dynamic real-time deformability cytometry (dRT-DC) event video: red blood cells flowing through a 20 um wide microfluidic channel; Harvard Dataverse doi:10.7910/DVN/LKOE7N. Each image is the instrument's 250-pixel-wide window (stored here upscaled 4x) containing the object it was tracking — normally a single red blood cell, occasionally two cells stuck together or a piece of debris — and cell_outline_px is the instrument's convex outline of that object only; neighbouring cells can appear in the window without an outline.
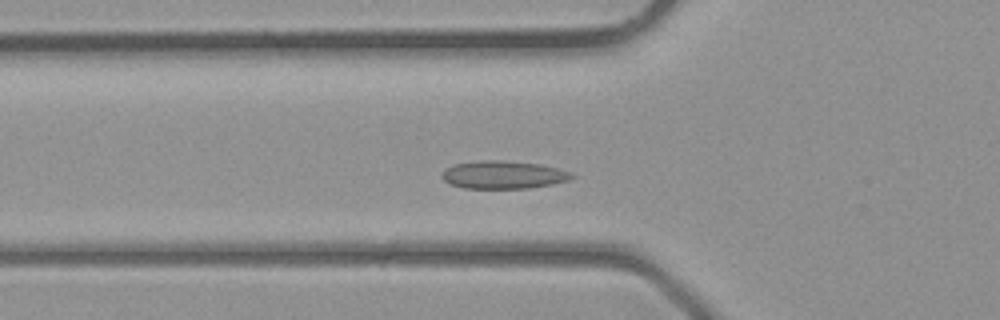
{"species": "common noctule bat (a hibernating species)", "species_latin": "Nyctalus noctula", "temperature_condition": "room temperature", "stored_images_in_passage": 31, "camera_frame_rate_fps": 3000, "um_per_image_px": 0.085, "animal": {"sex": "male", "body_mass_g": 23.1, "forearm_length_mm": 52.7}, "frame": {"image": 1, "passage_image": 4, "time_ms": 1.0, "image_size_px": [1000, 320], "cell_outline_px": [[576, 176], [568, 180], [552, 184], [528, 188], [464, 188], [448, 184], [440, 176], [440, 172], [444, 168], [456, 164], [480, 160], [504, 160], [540, 164], [572, 172]], "centroid_in_image_um": [42.74, 14.85], "position_along_channel_um": 83.1, "area_um2": 21.27}}
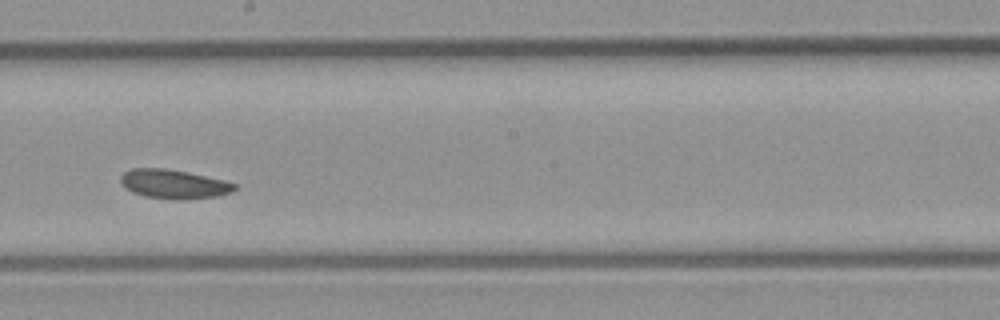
{"frame": {"image": 2, "passage_image": 13, "time_ms": 4.0, "image_size_px": [1000, 320], "cell_outline_px": [[236, 188], [232, 192], [216, 196], [180, 200], [176, 200], [144, 196], [132, 192], [124, 188], [120, 184], [120, 176], [124, 172], [132, 168], [164, 168], [188, 172], [224, 180], [236, 184]], "centroid_in_image_um": [14.73, 15.64], "position_along_channel_um": 233.5, "area_um2": 19.42}}
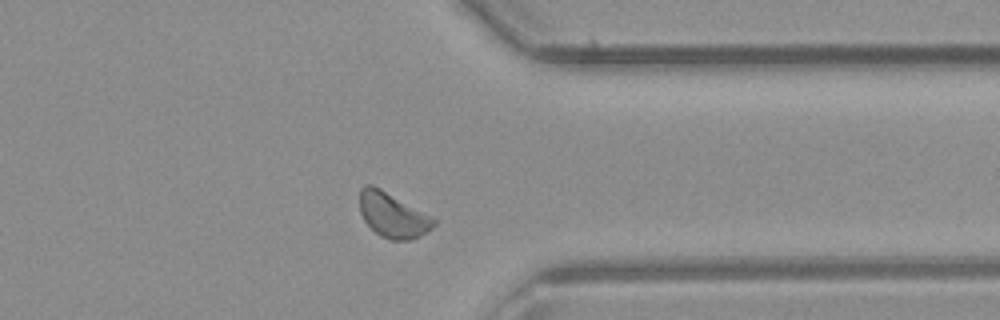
{"frame": {"image": 3, "passage_image": 22, "time_ms": 7.0, "image_size_px": [1000, 320], "cell_outline_px": [[436, 224], [432, 228], [420, 236], [412, 240], [392, 240], [380, 236], [364, 220], [360, 212], [360, 188], [364, 184], [372, 184], [380, 188], [432, 216], [436, 220]], "centroid_in_image_um": [33.38, 18.28], "position_along_channel_um": 378.0, "area_um2": 19.36}}